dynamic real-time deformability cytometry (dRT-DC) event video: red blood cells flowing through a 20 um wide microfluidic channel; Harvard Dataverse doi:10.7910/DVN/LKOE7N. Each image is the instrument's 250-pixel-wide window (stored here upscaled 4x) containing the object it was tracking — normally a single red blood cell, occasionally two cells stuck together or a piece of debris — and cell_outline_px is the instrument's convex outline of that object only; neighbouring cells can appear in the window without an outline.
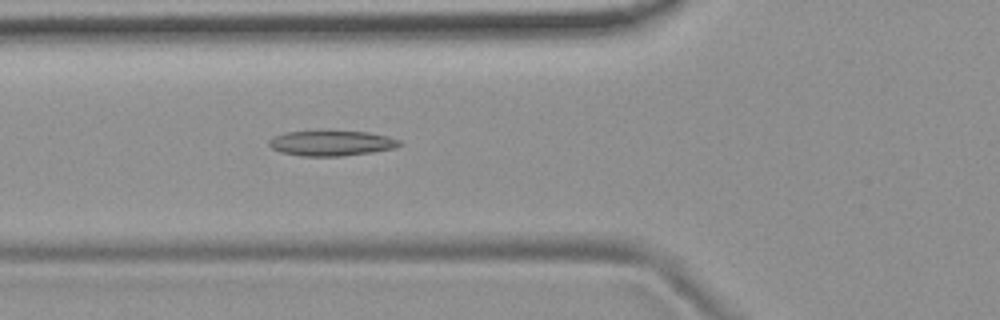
{"species": "common noctule bat (a hibernating species)", "species_latin": "Nyctalus noctula", "temperature_condition": "room temperature", "stored_images_in_passage": 53, "camera_frame_rate_fps": 3000, "um_per_image_px": 0.085, "animal": {"sex": "female", "body_mass_g": 19.9}, "frame": {"image": 1, "passage_image": 19, "time_ms": 6.0, "image_size_px": [1000, 320], "cell_outline_px": [[404, 144], [396, 148], [372, 152], [344, 156], [300, 156], [280, 152], [272, 148], [268, 144], [268, 140], [272, 136], [284, 132], [324, 128], [368, 132], [388, 136], [400, 140]], "centroid_in_image_um": [28.15, 12.12], "position_along_channel_um": 97.7, "area_um2": 20.4}}
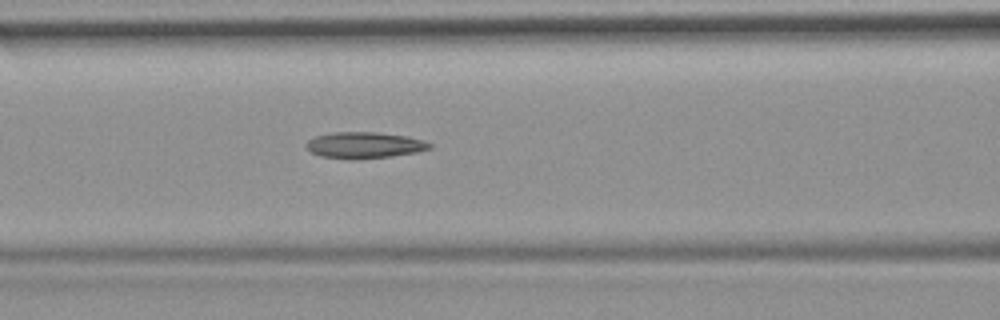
{"frame": {"image": 2, "passage_image": 22, "time_ms": 7.0, "image_size_px": [1000, 320], "cell_outline_px": [[432, 148], [416, 152], [360, 160], [348, 160], [320, 156], [312, 152], [304, 144], [308, 140], [316, 136], [336, 132], [376, 132], [408, 136], [424, 140], [432, 144]], "centroid_in_image_um": [30.97, 12.35], "position_along_channel_um": 135.6, "area_um2": 19.02}}
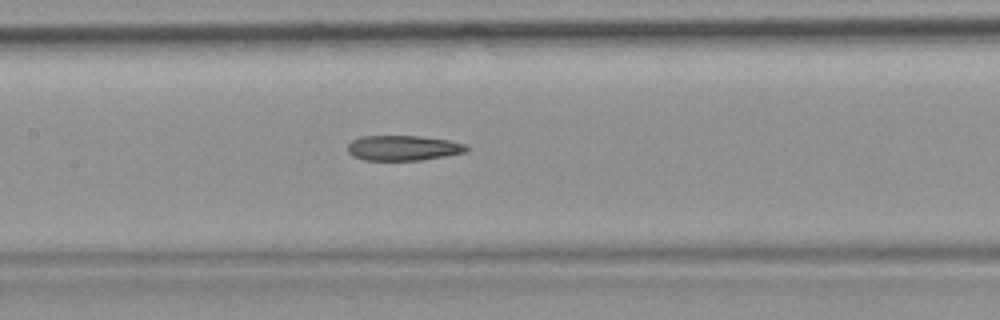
{"frame": {"image": 3, "passage_image": 25, "time_ms": 8.0, "image_size_px": [1000, 320], "cell_outline_px": [[468, 148], [464, 152], [444, 156], [420, 160], [364, 160], [352, 156], [348, 152], [348, 144], [352, 140], [360, 136], [416, 136], [448, 140], [464, 144]], "centroid_in_image_um": [34.2, 12.58], "position_along_channel_um": 173.2, "area_um2": 17.22}, "authors_computed_cell_mechanics": {"area_um2": 18.3226, "velocity_mm_per_s": 3.7576, "shape_relaxation_time_tau1_ms": null, "shape_relaxation_time_tau2_ms": 10.0455, "deformation_change_tau1": null, "deformation_change_tau2": 0.2374}}